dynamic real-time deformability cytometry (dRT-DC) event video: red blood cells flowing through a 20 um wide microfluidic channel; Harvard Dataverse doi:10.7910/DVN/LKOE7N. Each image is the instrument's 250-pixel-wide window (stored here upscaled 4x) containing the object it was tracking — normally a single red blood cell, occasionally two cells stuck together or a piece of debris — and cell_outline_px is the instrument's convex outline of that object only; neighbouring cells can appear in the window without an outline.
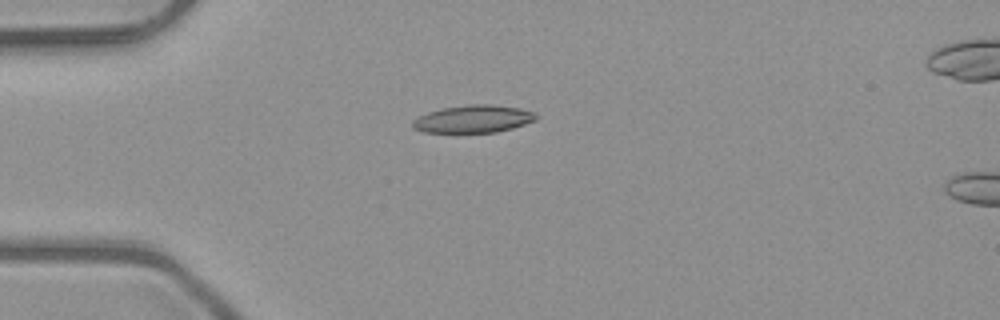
{"species": "common noctule bat (a hibernating species)", "species_latin": "Nyctalus noctula", "temperature_condition": "room temperature", "stored_images_in_passage": 4, "camera_frame_rate_fps": 3000, "um_per_image_px": 0.085, "animal": {"sex": "male", "body_mass_g": 23.1, "forearm_length_mm": 52.7}, "frame": {"image": 1, "passage_image": 1, "time_ms": 0.0, "image_size_px": [1000, 320], "cell_outline_px": [[540, 116], [536, 120], [512, 128], [496, 132], [424, 132], [412, 128], [412, 120], [428, 112], [444, 108], [468, 104], [492, 104], [520, 108], [536, 112]], "centroid_in_image_um": [40.27, 10.1], "position_along_channel_um": 44.7, "area_um2": 19.88}}
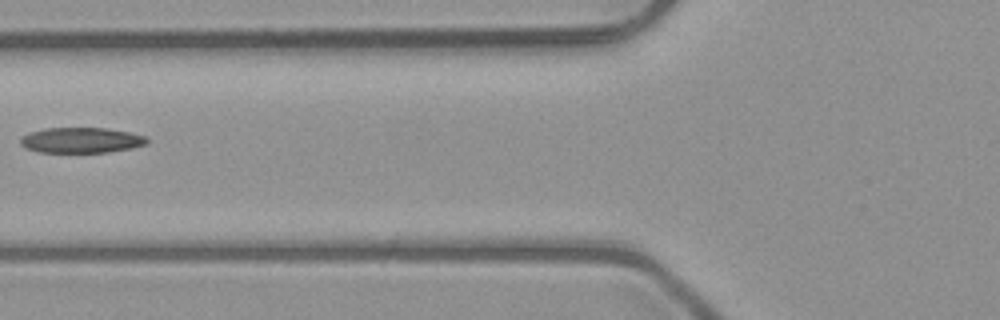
{"frame": {"image": 2, "passage_image": 3, "time_ms": 0.667, "image_size_px": [1000, 320], "cell_outline_px": [[148, 144], [132, 148], [108, 152], [40, 152], [28, 148], [20, 144], [20, 140], [28, 132], [44, 128], [108, 128], [128, 132], [144, 136], [148, 140]], "centroid_in_image_um": [6.92, 11.91], "position_along_channel_um": 118.9, "area_um2": 18.67}}
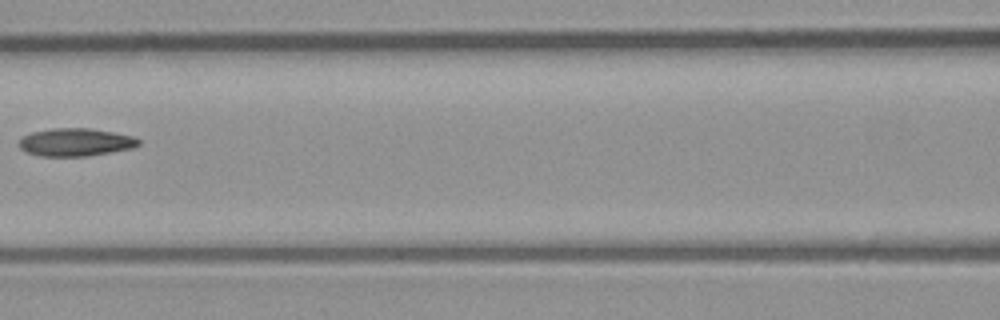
{"frame": {"image": 3, "passage_image": 4, "time_ms": 1.0, "image_size_px": [1000, 320], "cell_outline_px": [[140, 144], [132, 148], [112, 152], [88, 156], [40, 156], [24, 152], [20, 148], [20, 140], [24, 136], [32, 132], [52, 128], [88, 128], [112, 132], [132, 136], [140, 140]], "centroid_in_image_um": [6.42, 12.09], "position_along_channel_um": 160.2, "area_um2": 19.36}}